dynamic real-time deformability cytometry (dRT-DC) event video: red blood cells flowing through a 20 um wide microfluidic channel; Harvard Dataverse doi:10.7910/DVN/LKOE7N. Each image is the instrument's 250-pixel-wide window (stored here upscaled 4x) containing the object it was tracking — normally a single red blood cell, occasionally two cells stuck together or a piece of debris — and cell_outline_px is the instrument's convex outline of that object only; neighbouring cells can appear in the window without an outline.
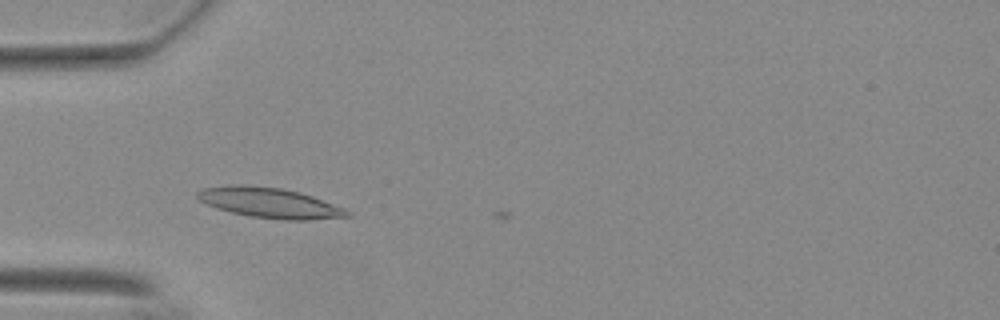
{"species": "Egyptian fruit bat (a non-hibernating species)", "species_latin": "Rousettus aegyptiacus", "temperature_condition": "warm", "stored_images_in_passage": 9, "camera_frame_rate_fps": 3000, "um_per_image_px": 0.085, "animal": {"sex": "female"}, "frame": {"image": 1, "passage_image": 7, "time_ms": 2.0, "image_size_px": [1000, 320], "cell_outline_px": [[352, 216], [312, 220], [284, 220], [248, 216], [216, 208], [200, 200], [196, 196], [196, 192], [204, 188], [240, 184], [244, 184], [284, 188], [300, 192], [312, 196], [344, 208], [352, 212]], "centroid_in_image_um": [22.96, 17.24], "position_along_channel_um": 62.0, "area_um2": 26.47}}